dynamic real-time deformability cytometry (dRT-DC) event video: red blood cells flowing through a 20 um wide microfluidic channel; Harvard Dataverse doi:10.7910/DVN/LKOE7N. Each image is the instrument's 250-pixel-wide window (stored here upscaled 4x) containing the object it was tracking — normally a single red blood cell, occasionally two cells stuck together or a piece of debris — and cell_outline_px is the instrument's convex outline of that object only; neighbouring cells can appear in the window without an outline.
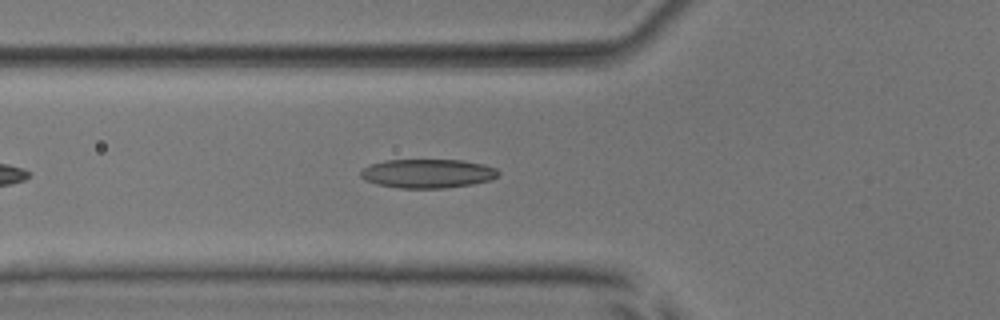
{"species": "common noctule bat (a hibernating species)", "species_latin": "Nyctalus noctula", "temperature_condition": "room temperature", "stored_images_in_passage": 13, "camera_frame_rate_fps": 3000, "um_per_image_px": 0.085, "animal": {"sex": "male", "body_mass_g": 17.9, "forearm_length_mm": 54.2}, "frame": {"image": 1, "passage_image": 6, "time_ms": 1.667, "image_size_px": [1000, 320], "cell_outline_px": [[500, 176], [492, 180], [472, 184], [444, 188], [400, 188], [376, 184], [364, 180], [360, 176], [360, 172], [364, 168], [372, 164], [384, 160], [464, 160], [484, 164], [496, 168], [500, 172]], "centroid_in_image_um": [36.39, 14.75], "position_along_channel_um": 89.4, "area_um2": 23.41}}
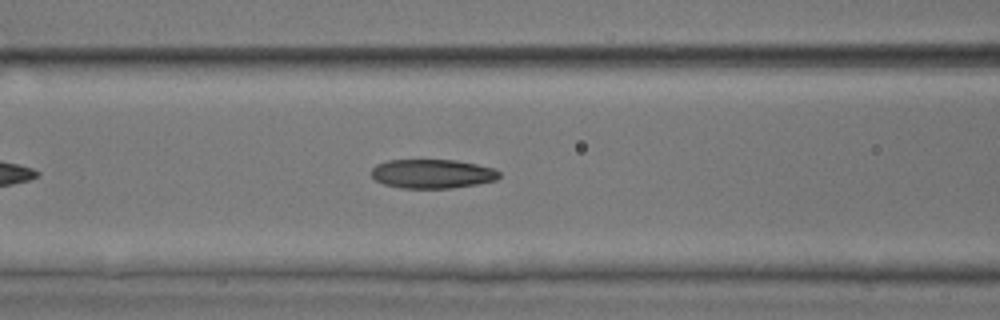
{"frame": {"image": 2, "passage_image": 9, "time_ms": 2.667, "image_size_px": [1000, 320], "cell_outline_px": [[500, 176], [496, 180], [476, 184], [452, 188], [400, 188], [384, 184], [376, 180], [372, 176], [372, 168], [376, 164], [388, 160], [456, 160], [496, 168], [500, 172]], "centroid_in_image_um": [36.76, 14.77], "position_along_channel_um": 129.8, "area_um2": 21.73}}